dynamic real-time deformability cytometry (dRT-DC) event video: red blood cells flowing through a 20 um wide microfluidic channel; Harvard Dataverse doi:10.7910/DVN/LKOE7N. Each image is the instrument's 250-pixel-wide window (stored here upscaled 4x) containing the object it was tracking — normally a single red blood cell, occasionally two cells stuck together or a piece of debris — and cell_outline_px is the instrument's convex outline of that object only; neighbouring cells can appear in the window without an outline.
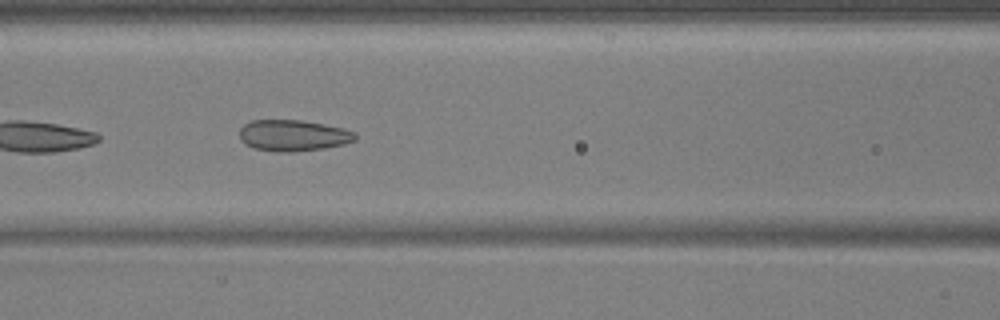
{"species": "common noctule bat (a hibernating species)", "species_latin": "Nyctalus noctula", "temperature_condition": "warm", "stored_images_in_passage": 40, "camera_frame_rate_fps": 3000, "um_per_image_px": 0.085, "animal": {"sex": "male", "body_mass_g": 17.9, "forearm_length_mm": 54.2}, "frame": {"image": 1, "passage_image": 23, "time_ms": 7.333, "image_size_px": [1000, 320], "cell_outline_px": [[356, 140], [344, 144], [324, 148], [292, 152], [284, 152], [256, 148], [244, 144], [240, 140], [240, 128], [244, 124], [252, 120], [300, 120], [324, 124], [344, 128], [356, 132]], "centroid_in_image_um": [24.93, 11.51], "position_along_channel_um": 141.7, "area_um2": 21.04}}